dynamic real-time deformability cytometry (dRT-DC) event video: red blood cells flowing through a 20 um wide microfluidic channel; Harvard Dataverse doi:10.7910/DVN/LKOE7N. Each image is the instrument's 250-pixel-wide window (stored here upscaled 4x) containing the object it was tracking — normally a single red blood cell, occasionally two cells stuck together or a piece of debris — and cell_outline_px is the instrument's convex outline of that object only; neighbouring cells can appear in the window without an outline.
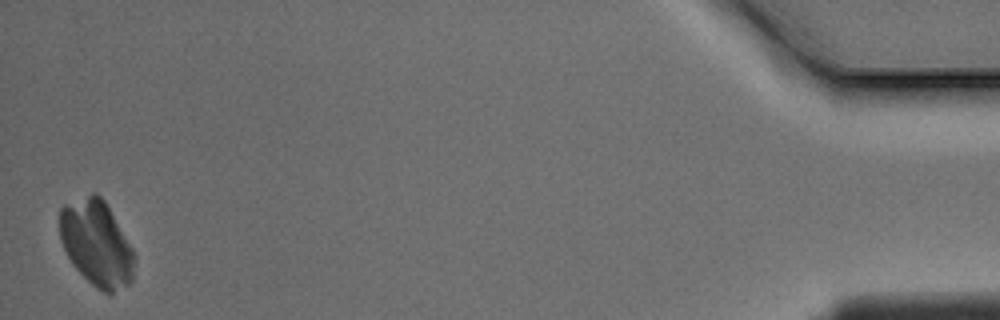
{"species": "Egyptian fruit bat (a non-hibernating species)", "species_latin": "Rousettus aegyptiacus", "temperature_condition": "warm", "stored_images_in_passage": 14, "camera_frame_rate_fps": 3000, "um_per_image_px": 0.085, "animal": {"sex": "male"}, "frame": {"image": 1, "passage_image": 14, "time_ms": 4.333, "image_size_px": [1000, 320], "cell_outline_px": [[132, 280], [128, 284], [112, 292], [104, 292], [96, 288], [72, 264], [60, 240], [60, 208], [64, 204], [92, 192], [96, 192], [104, 200], [132, 248]], "centroid_in_image_um": [8.16, 20.64], "position_along_channel_um": 427.0, "area_um2": 36.59}}